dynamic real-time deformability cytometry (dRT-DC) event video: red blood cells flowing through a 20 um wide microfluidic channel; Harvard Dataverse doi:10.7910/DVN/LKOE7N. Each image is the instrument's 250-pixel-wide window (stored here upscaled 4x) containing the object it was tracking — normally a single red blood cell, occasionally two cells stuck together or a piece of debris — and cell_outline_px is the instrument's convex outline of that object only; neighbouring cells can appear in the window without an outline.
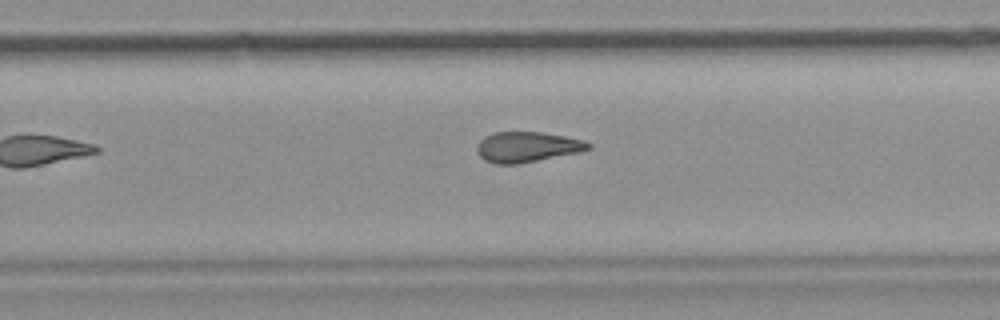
{"species": "common noctule bat (a hibernating species)", "species_latin": "Nyctalus noctula", "temperature_condition": "room temperature", "stored_images_in_passage": 11, "camera_frame_rate_fps": 3000, "um_per_image_px": 0.085, "animal": {"sex": "female", "body_mass_g": 19.9}, "frame": {"image": 1, "passage_image": 10, "time_ms": 3.0, "image_size_px": [1000, 320], "cell_outline_px": [[592, 148], [580, 152], [516, 164], [496, 164], [484, 160], [476, 152], [476, 148], [480, 140], [484, 136], [492, 132], [540, 132], [564, 136], [584, 140], [592, 144]], "centroid_in_image_um": [44.79, 12.48], "position_along_channel_um": 285.0, "area_um2": 19.77}}
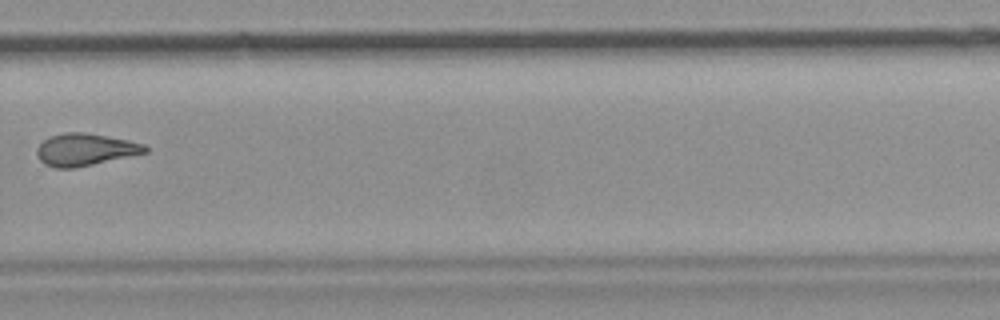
{"frame": {"image": 2, "passage_image": 11, "time_ms": 3.333, "image_size_px": [1000, 320], "cell_outline_px": [[148, 152], [76, 168], [56, 168], [44, 164], [40, 160], [36, 152], [36, 148], [48, 136], [64, 132], [84, 132], [128, 140], [144, 144], [148, 148]], "centroid_in_image_um": [7.21, 12.71], "position_along_channel_um": 322.6, "area_um2": 20.35}}